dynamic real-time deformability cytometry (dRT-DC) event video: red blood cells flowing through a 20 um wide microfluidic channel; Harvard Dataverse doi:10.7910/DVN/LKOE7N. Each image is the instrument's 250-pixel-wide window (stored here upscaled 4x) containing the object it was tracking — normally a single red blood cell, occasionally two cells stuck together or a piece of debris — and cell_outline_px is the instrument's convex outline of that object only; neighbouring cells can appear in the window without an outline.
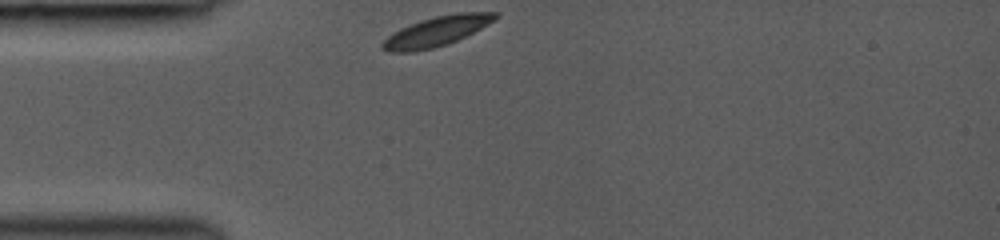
{"species": "common noctule bat (a hibernating species)", "species_latin": "Nyctalus noctula", "temperature_condition": "room temperature", "stored_images_in_passage": 29, "camera_frame_rate_fps": 3000, "um_per_image_px": 0.085, "animal": {"sex": "female", "body_mass_g": 19.0, "forearm_length_mm": 53.3}, "frame": {"image": 1, "passage_image": 1, "time_ms": 0.0, "image_size_px": [1000, 240], "cell_outline_px": [[500, 16], [480, 28], [448, 44], [432, 48], [412, 52], [388, 52], [380, 48], [380, 44], [392, 32], [400, 28], [420, 20], [436, 16], [456, 12], [496, 12]], "centroid_in_image_um": [37.05, 2.66], "position_along_channel_um": 48.0, "area_um2": 19.48}}
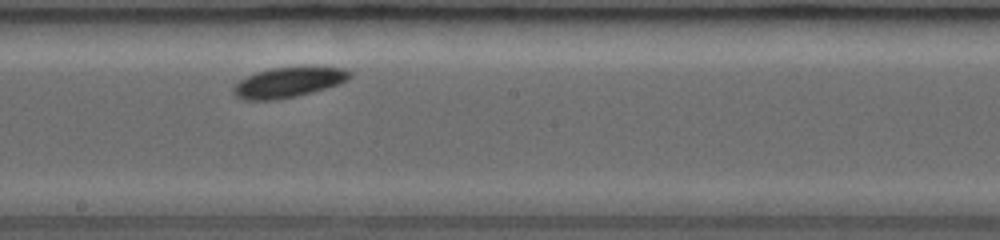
{"frame": {"image": 2, "passage_image": 15, "time_ms": 4.667, "image_size_px": [1000, 240], "cell_outline_px": [[352, 76], [348, 80], [340, 84], [296, 96], [276, 100], [244, 100], [236, 96], [232, 92], [232, 88], [240, 80], [256, 72], [272, 68], [344, 68], [352, 72]], "centroid_in_image_um": [24.5, 7.02], "position_along_channel_um": 223.7, "area_um2": 20.11}}
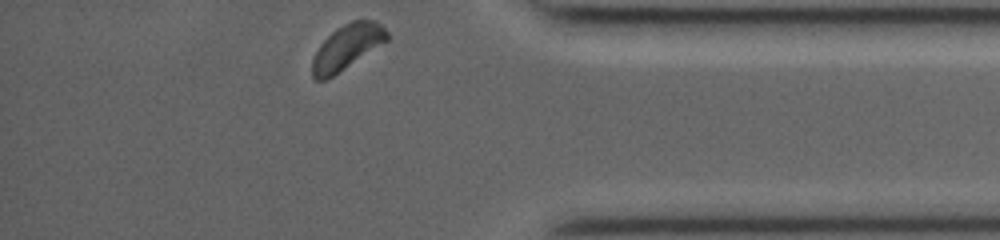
{"frame": {"image": 3, "passage_image": 29, "time_ms": 9.333, "image_size_px": [1000, 240], "cell_outline_px": [[388, 40], [332, 76], [324, 80], [316, 80], [312, 76], [312, 60], [320, 44], [336, 28], [352, 20], [376, 20], [388, 32]], "centroid_in_image_um": [29.49, 3.98], "position_along_channel_um": 405.7, "area_um2": 19.19}}